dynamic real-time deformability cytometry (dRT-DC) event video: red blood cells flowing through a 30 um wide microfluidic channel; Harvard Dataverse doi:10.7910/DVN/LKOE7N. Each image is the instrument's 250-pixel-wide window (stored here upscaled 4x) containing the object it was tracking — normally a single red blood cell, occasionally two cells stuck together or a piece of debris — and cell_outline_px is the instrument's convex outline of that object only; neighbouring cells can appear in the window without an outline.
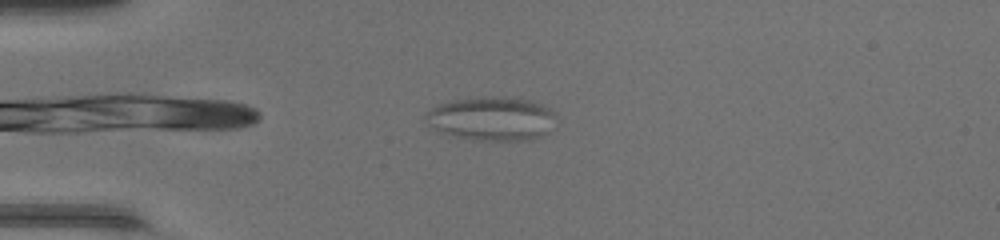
{"species": "common noctule bat (a hibernating species)", "species_latin": "Nyctalus noctula", "temperature_condition": "warm", "stored_images_in_passage": 41, "camera_frame_rate_fps": 3000, "um_per_image_px": 0.085, "animal": {"sex": "female", "body_mass_g": 17.0, "forearm_length_mm": 48.0}, "frame": {"image": 1, "passage_image": 4, "time_ms": 1.0, "image_size_px": [1000, 240], "cell_outline_px": [[556, 116], [544, 132], [540, 136], [532, 140], [480, 140], [456, 136], [444, 132], [428, 124], [424, 120], [424, 112], [436, 104], [452, 100], [480, 96], [504, 96], [528, 100], [544, 104], [552, 108]], "centroid_in_image_um": [41.76, 10.04], "position_along_channel_um": 43.2, "area_um2": 33.29}}
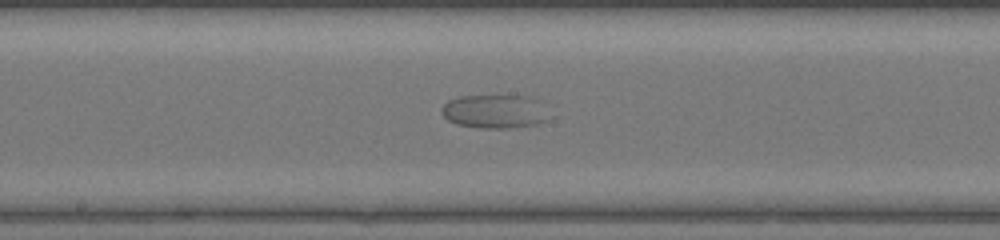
{"frame": {"image": 2, "passage_image": 18, "time_ms": 5.667, "image_size_px": [1000, 240], "cell_outline_px": [[556, 116], [548, 120], [536, 124], [508, 128], [480, 128], [456, 124], [448, 120], [440, 112], [440, 108], [448, 100], [460, 96], [532, 96]], "centroid_in_image_um": [42.12, 9.48], "position_along_channel_um": 206.1, "area_um2": 21.56}}
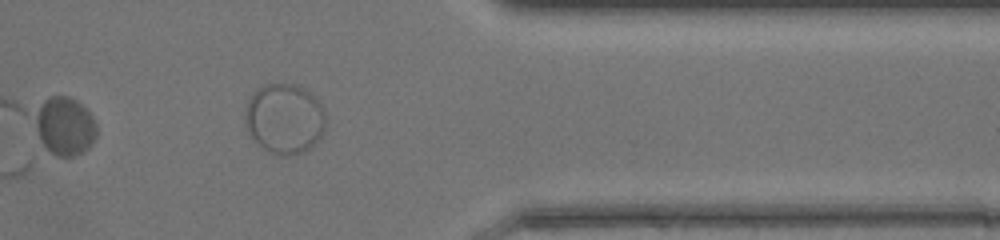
{"frame": {"image": 3, "passage_image": 32, "time_ms": 10.333, "image_size_px": [1000, 240], "cell_outline_px": [[324, 132], [320, 140], [316, 144], [304, 152], [288, 156], [276, 156], [264, 148], [248, 132], [244, 120], [244, 112], [248, 100], [256, 88], [260, 84], [296, 84], [304, 88], [324, 108]], "centroid_in_image_um": [24.17, 10.09], "position_along_channel_um": 387.2, "area_um2": 33.23}}